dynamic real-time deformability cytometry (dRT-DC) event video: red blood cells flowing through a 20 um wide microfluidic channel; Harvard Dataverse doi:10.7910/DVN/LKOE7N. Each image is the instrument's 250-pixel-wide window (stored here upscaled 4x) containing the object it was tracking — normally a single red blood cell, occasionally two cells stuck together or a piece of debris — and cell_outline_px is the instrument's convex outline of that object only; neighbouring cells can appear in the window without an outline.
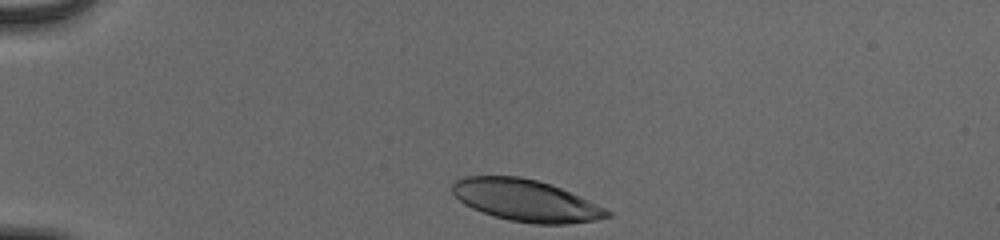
{"species": "human", "species_latin": "Homo sapiens", "temperature_condition": "cold", "stored_images_in_passage": 34, "camera_frame_rate_fps": 3000, "um_per_image_px": 0.085, "donor": {"sex": "male"}, "frame": {"image": 1, "passage_image": 1, "time_ms": 0.0, "image_size_px": [1000, 240], "cell_outline_px": [[612, 216], [596, 220], [568, 224], [532, 224], [508, 220], [492, 216], [472, 208], [464, 204], [452, 192], [452, 184], [456, 180], [464, 176], [520, 176], [536, 180], [560, 188], [580, 196], [612, 212]], "centroid_in_image_um": [44.68, 17.05], "position_along_channel_um": 40.3, "area_um2": 37.63}}
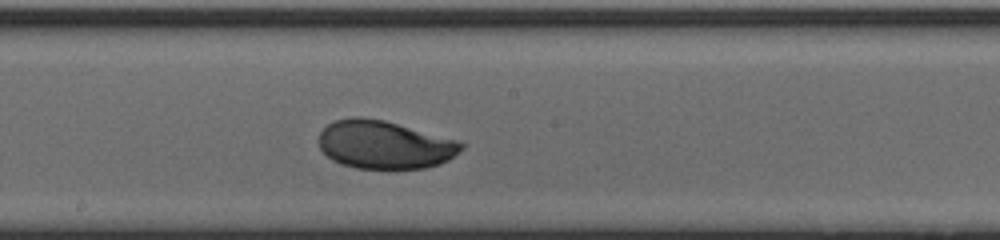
{"frame": {"image": 2, "passage_image": 19, "time_ms": 6.0, "image_size_px": [1000, 240], "cell_outline_px": [[464, 148], [448, 160], [440, 164], [424, 168], [356, 168], [340, 164], [332, 160], [320, 148], [320, 132], [328, 124], [336, 120], [352, 116], [360, 116], [384, 120], [460, 140], [464, 144]], "centroid_in_image_um": [32.71, 12.29], "position_along_channel_um": 215.5, "area_um2": 40.06}}
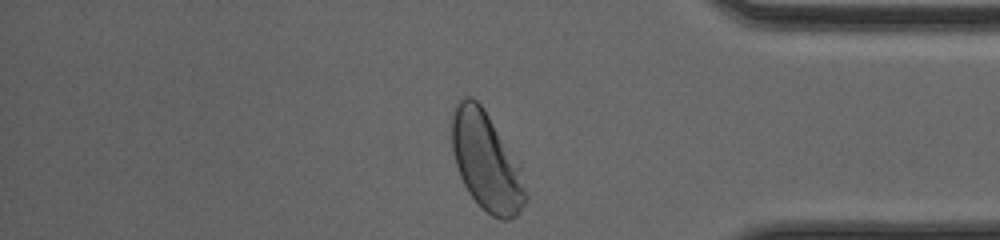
{"frame": {"image": 3, "passage_image": 34, "time_ms": 11.0, "image_size_px": [1000, 240], "cell_outline_px": [[528, 200], [516, 216], [508, 220], [500, 220], [492, 216], [468, 192], [460, 176], [456, 164], [452, 148], [452, 116], [456, 100], [464, 96], [472, 96], [484, 108], [520, 164], [528, 196]], "centroid_in_image_um": [41.35, 13.71], "position_along_channel_um": 393.8, "area_um2": 42.43}, "authors_computed_cell_mechanics": {"area_um2": 40.1132, "velocity_mm_per_s": 3.8555, "shape_relaxation_time_tau1_ms": 2.3387, "shape_relaxation_time_tau2_ms": null, "deformation_change_tau1": 0.144, "deformation_change_tau2": null}}